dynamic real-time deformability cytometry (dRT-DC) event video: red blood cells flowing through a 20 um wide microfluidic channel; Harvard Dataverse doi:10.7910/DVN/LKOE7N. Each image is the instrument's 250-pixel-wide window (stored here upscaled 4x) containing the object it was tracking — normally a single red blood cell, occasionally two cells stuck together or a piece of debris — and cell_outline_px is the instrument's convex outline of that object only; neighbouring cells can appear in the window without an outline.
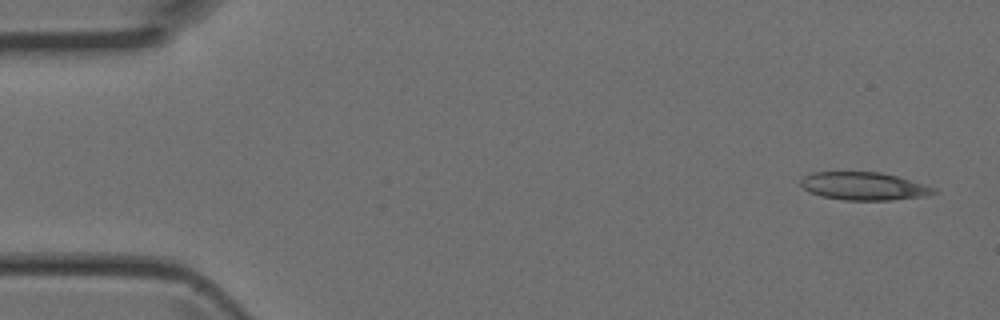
{"species": "Egyptian fruit bat (a non-hibernating species)", "species_latin": "Rousettus aegyptiacus", "temperature_condition": "room temperature", "stored_images_in_passage": 4, "camera_frame_rate_fps": 3000, "um_per_image_px": 0.085, "animal": {"sex": "female"}, "frame": {"image": 1, "passage_image": 1, "time_ms": 0.0, "image_size_px": [1000, 320], "cell_outline_px": [[940, 192], [928, 196], [892, 200], [844, 200], [820, 196], [804, 188], [800, 184], [800, 180], [804, 176], [812, 172], [880, 172], [896, 176], [924, 184], [936, 188]], "centroid_in_image_um": [73.47, 15.83], "position_along_channel_um": 11.5, "area_um2": 21.73}}